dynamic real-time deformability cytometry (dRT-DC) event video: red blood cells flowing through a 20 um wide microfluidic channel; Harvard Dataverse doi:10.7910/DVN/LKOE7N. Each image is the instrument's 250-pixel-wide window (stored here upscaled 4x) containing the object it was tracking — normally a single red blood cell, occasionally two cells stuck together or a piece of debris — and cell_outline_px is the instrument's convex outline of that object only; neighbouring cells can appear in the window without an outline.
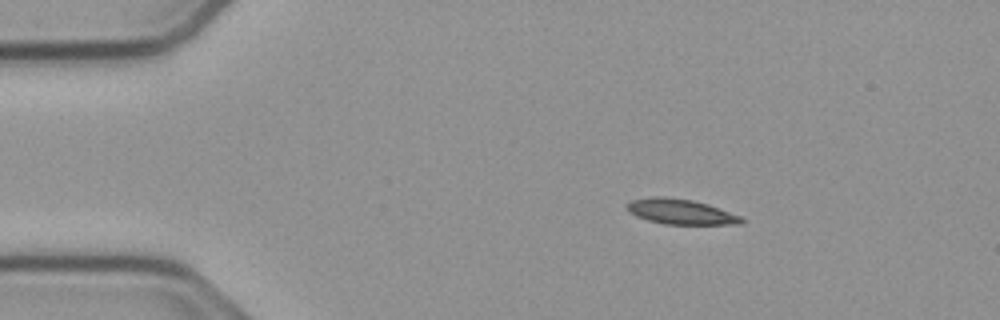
{"species": "common noctule bat (a hibernating species)", "species_latin": "Nyctalus noctula", "temperature_condition": "cold", "stored_images_in_passage": 46, "camera_frame_rate_fps": 3000, "um_per_image_px": 0.085, "animal": {"sex": "male", "body_mass_g": 23.1, "forearm_length_mm": 52.7}, "frame": {"image": 1, "passage_image": 1, "time_ms": 0.0, "image_size_px": [1000, 320], "cell_outline_px": [[744, 220], [740, 224], [664, 224], [648, 220], [636, 216], [628, 212], [624, 208], [632, 200], [652, 196], [664, 196], [692, 200], [708, 204], [740, 216]], "centroid_in_image_um": [57.81, 17.99], "position_along_channel_um": 27.2, "area_um2": 16.76}}
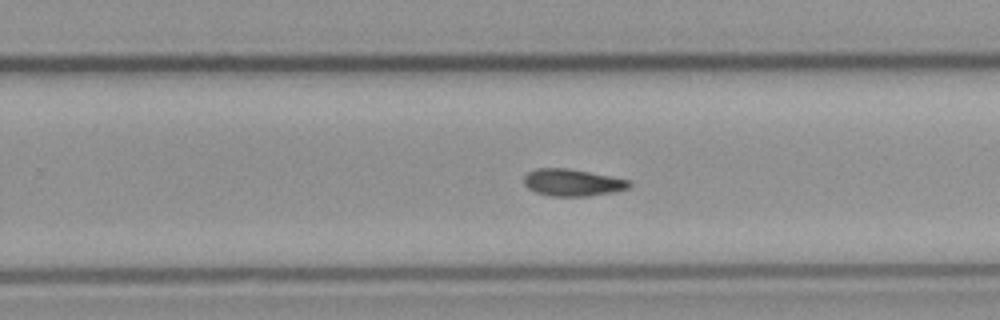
{"frame": {"image": 2, "passage_image": 26, "time_ms": 8.333, "image_size_px": [1000, 320], "cell_outline_px": [[632, 184], [628, 188], [612, 192], [588, 196], [552, 196], [536, 192], [528, 188], [524, 184], [524, 176], [528, 172], [536, 168], [564, 168], [588, 172], [632, 180]], "centroid_in_image_um": [48.66, 15.51], "position_along_channel_um": 281.1, "area_um2": 16.47}}
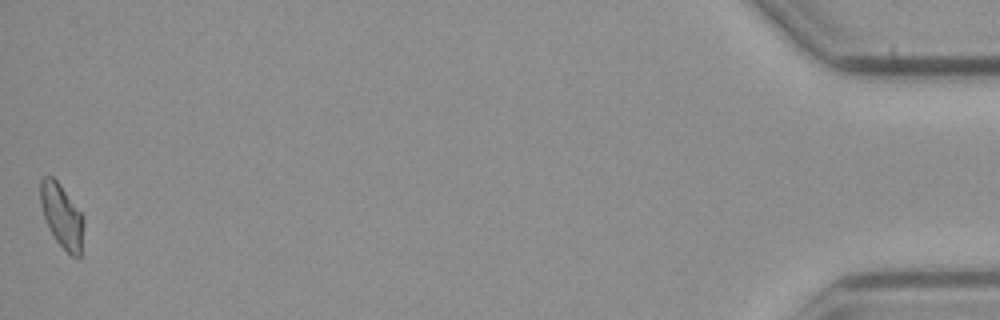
{"frame": {"image": 3, "passage_image": 46, "time_ms": 15.0, "image_size_px": [1000, 320], "cell_outline_px": [[84, 224], [80, 256], [72, 256], [56, 240], [44, 216], [40, 204], [40, 180], [44, 176], [52, 176], [60, 184], [80, 212], [84, 220]], "centroid_in_image_um": [5.25, 18.32], "position_along_channel_um": 430.0, "area_um2": 15.66}}